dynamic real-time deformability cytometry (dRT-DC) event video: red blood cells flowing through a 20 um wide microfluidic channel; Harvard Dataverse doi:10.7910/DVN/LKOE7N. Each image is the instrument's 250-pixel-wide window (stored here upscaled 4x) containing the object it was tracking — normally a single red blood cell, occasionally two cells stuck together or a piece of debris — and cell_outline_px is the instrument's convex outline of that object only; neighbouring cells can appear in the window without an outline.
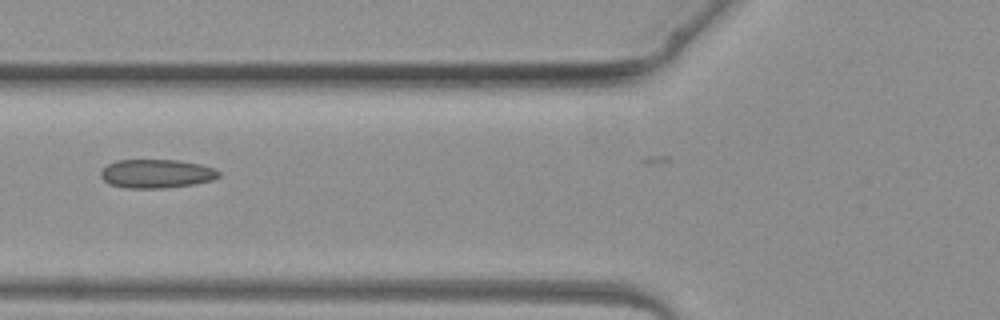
{"species": "common noctule bat (a hibernating species)", "species_latin": "Nyctalus noctula", "temperature_condition": "warm", "stored_images_in_passage": 5, "camera_frame_rate_fps": 3000, "um_per_image_px": 0.085, "animal": {"sex": "female", "body_mass_g": 19.3, "forearm_length_mm": 54.1}, "frame": {"image": 1, "passage_image": 5, "time_ms": 4.667, "image_size_px": [1000, 320], "cell_outline_px": [[220, 176], [212, 180], [192, 184], [164, 188], [124, 188], [108, 184], [100, 176], [100, 172], [108, 164], [116, 160], [176, 160], [200, 164], [216, 168], [220, 172]], "centroid_in_image_um": [13.29, 14.76], "position_along_channel_um": 112.5, "area_um2": 19.83}}